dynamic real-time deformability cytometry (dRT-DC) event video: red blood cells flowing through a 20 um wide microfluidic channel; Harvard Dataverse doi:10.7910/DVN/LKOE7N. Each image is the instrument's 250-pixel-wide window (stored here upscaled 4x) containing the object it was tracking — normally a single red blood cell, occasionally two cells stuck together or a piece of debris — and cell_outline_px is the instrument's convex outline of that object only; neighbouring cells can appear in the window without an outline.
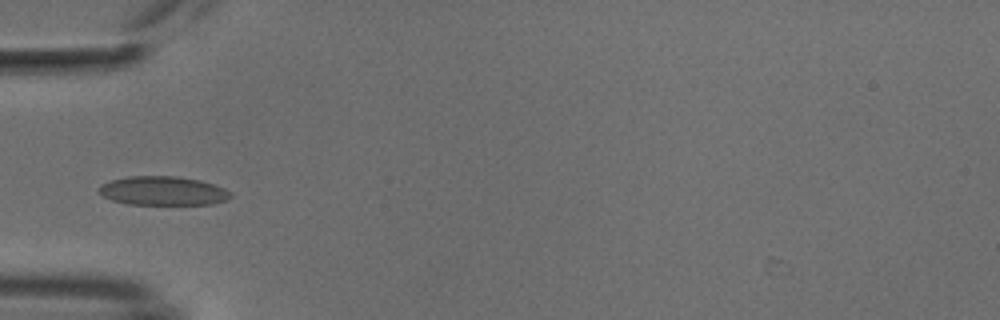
{"species": "common noctule bat (a hibernating species)", "species_latin": "Nyctalus noctula", "temperature_condition": "cold", "stored_images_in_passage": 36, "camera_frame_rate_fps": 3000, "um_per_image_px": 0.085, "animal": {"sex": "male", "body_mass_g": 18.8}, "frame": {"image": 1, "passage_image": 1, "time_ms": 0.0, "image_size_px": [1000, 320], "cell_outline_px": [[232, 196], [228, 200], [212, 204], [128, 204], [112, 200], [104, 196], [100, 192], [100, 184], [112, 180], [128, 176], [176, 176], [200, 180], [224, 188], [232, 192]], "centroid_in_image_um": [13.89, 16.22], "position_along_channel_um": 71.1, "area_um2": 22.14}}
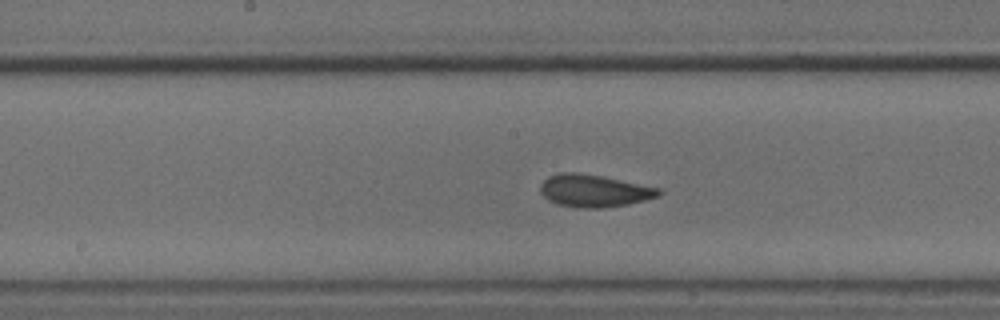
{"frame": {"image": 2, "passage_image": 11, "time_ms": 3.333, "image_size_px": [1000, 320], "cell_outline_px": [[664, 192], [660, 196], [628, 204], [600, 208], [584, 208], [556, 204], [548, 200], [540, 192], [540, 184], [548, 176], [560, 172], [576, 172], [600, 176], [660, 188]], "centroid_in_image_um": [50.48, 16.21], "position_along_channel_um": 197.7, "area_um2": 22.31}}
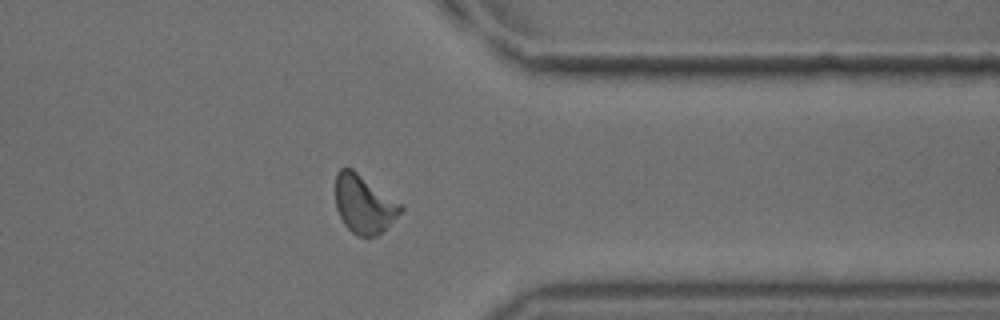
{"frame": {"image": 3, "passage_image": 26, "time_ms": 8.333, "image_size_px": [1000, 320], "cell_outline_px": [[404, 208], [376, 236], [356, 236], [344, 224], [336, 208], [336, 172], [340, 168], [352, 168], [400, 204]], "centroid_in_image_um": [30.88, 17.34], "position_along_channel_um": 380.5, "area_um2": 21.5}}